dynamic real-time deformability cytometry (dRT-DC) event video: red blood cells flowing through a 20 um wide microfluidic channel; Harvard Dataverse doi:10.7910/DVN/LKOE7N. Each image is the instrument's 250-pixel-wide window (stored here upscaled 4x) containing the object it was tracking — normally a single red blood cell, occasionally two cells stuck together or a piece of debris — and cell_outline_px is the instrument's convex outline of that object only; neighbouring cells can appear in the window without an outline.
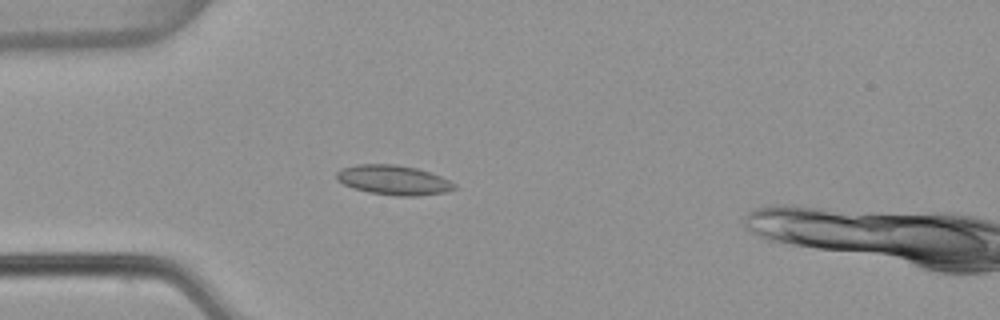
{"species": "common noctule bat (a hibernating species)", "species_latin": "Nyctalus noctula", "temperature_condition": "warm", "stored_images_in_passage": 54, "camera_frame_rate_fps": 3000, "um_per_image_px": 0.085, "animal": {"sex": "female", "body_mass_g": 22.7, "forearm_length_mm": 54.2}, "frame": {"image": 1, "passage_image": 15, "time_ms": 4.667, "image_size_px": [1000, 320], "cell_outline_px": [[456, 188], [448, 192], [420, 196], [396, 196], [368, 192], [352, 188], [336, 180], [336, 172], [340, 168], [356, 164], [396, 164], [416, 168], [440, 176], [456, 184]], "centroid_in_image_um": [33.42, 15.31], "position_along_channel_um": 51.6, "area_um2": 20.58}}
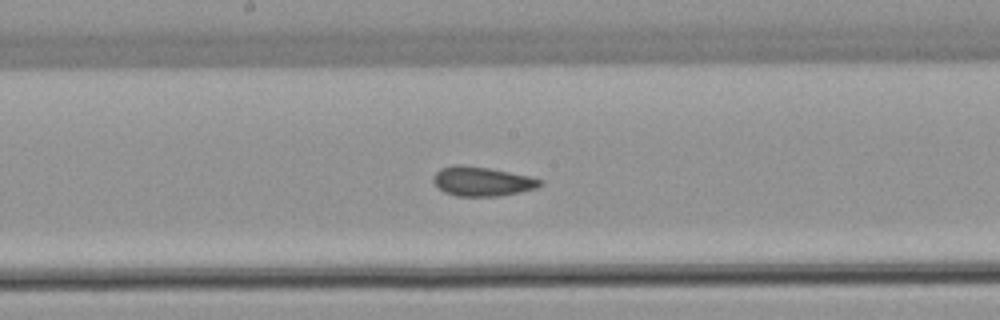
{"frame": {"image": 2, "passage_image": 28, "time_ms": 9.0, "image_size_px": [1000, 320], "cell_outline_px": [[544, 184], [536, 188], [520, 192], [500, 196], [456, 196], [444, 192], [432, 180], [436, 172], [440, 168], [452, 164], [460, 164], [488, 168], [528, 176], [544, 180]], "centroid_in_image_um": [40.98, 15.41], "position_along_channel_um": 207.2, "area_um2": 18.26}}
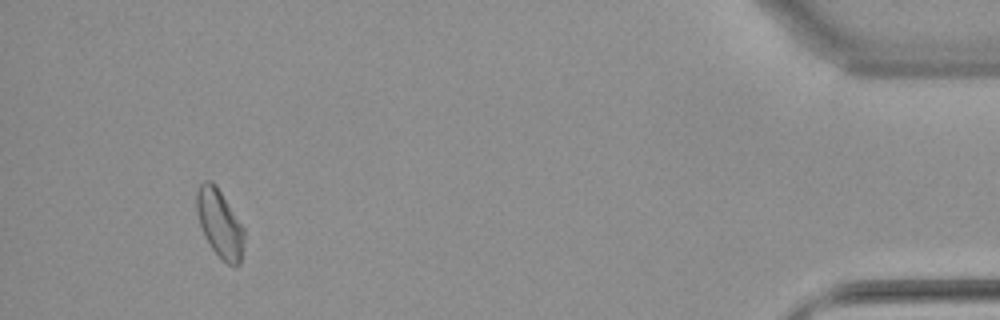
{"frame": {"image": 3, "passage_image": 50, "time_ms": 16.333, "image_size_px": [1000, 320], "cell_outline_px": [[244, 240], [240, 264], [228, 264], [212, 248], [204, 236], [196, 212], [196, 192], [200, 184], [204, 180], [212, 180], [216, 184], [244, 228]], "centroid_in_image_um": [18.66, 18.94], "position_along_channel_um": 416.5, "area_um2": 18.67}, "authors_computed_cell_mechanics": {"area_um2": 18.6116, "velocity_mm_per_s": 3.8215, "shape_relaxation_time_tau1_ms": null, "shape_relaxation_time_tau2_ms": 1.8677, "deformation_change_tau1": null, "deformation_change_tau2": 0.0627}}